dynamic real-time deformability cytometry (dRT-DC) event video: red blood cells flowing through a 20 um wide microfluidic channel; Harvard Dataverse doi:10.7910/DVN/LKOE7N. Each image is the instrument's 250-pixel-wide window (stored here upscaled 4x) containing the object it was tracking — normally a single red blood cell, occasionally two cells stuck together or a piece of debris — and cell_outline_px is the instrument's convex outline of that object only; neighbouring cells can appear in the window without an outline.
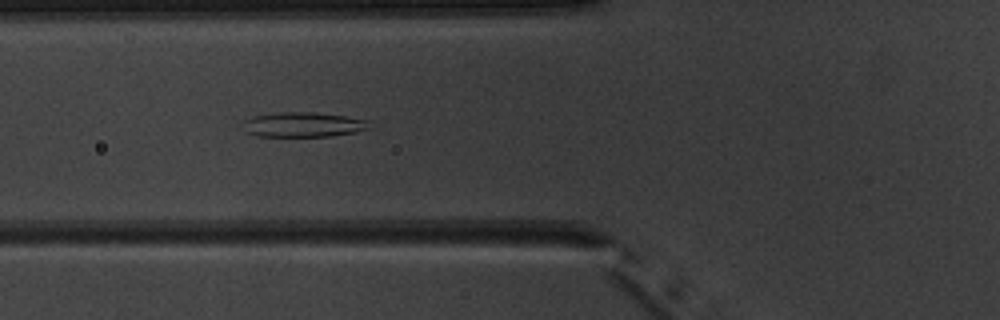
{"species": "common noctule bat (a hibernating species)", "species_latin": "Nyctalus noctula", "temperature_condition": "warm", "stored_images_in_passage": 6, "camera_frame_rate_fps": 3000, "um_per_image_px": 0.085, "animal": {"sex": "male", "body_mass_g": 20.1, "forearm_length_mm": 53.5}, "frame": {"image": 1, "passage_image": 6, "time_ms": 5.667, "image_size_px": [1000, 320], "cell_outline_px": [[376, 128], [356, 132], [332, 136], [260, 136], [244, 132], [240, 124], [244, 120], [256, 116], [276, 112], [312, 112], [344, 116], [372, 120]], "centroid_in_image_um": [25.86, 10.59], "position_along_channel_um": 99.9, "area_um2": 18.79}}